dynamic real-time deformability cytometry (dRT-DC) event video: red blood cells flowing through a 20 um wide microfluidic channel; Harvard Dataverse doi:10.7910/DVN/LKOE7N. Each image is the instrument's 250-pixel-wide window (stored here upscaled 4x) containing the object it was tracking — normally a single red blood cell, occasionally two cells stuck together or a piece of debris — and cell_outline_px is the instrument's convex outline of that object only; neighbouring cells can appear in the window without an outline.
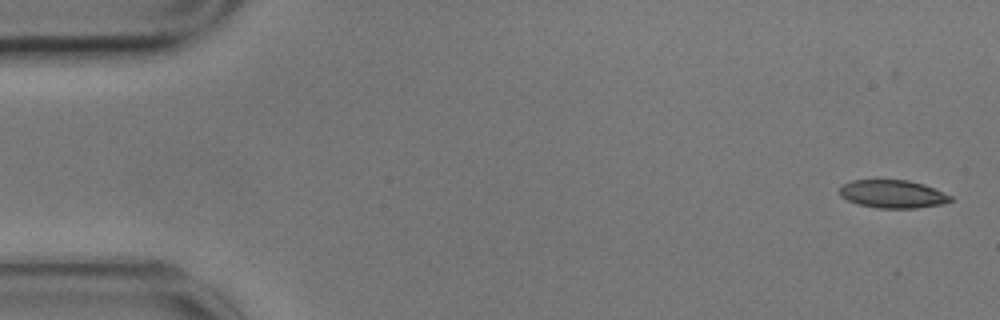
{"species": "common noctule bat (a hibernating species)", "species_latin": "Nyctalus noctula", "temperature_condition": "cold", "stored_images_in_passage": 5, "camera_frame_rate_fps": 3000, "um_per_image_px": 0.085, "animal": {"sex": "male", "body_mass_g": 17.9}, "frame": {"image": 1, "passage_image": 1, "time_ms": 0.0, "image_size_px": [1000, 320], "cell_outline_px": [[952, 200], [940, 204], [916, 208], [876, 208], [856, 204], [840, 196], [840, 188], [844, 184], [852, 180], [908, 180], [924, 184], [952, 196]], "centroid_in_image_um": [75.86, 16.49], "position_along_channel_um": 9.1, "area_um2": 18.03}}
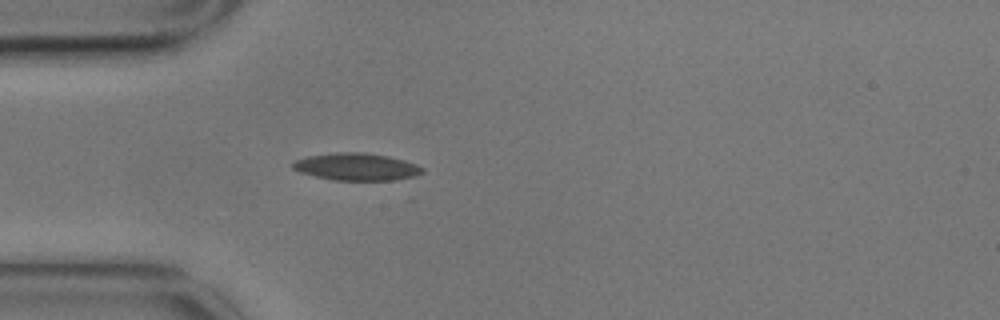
{"frame": {"image": 2, "passage_image": 5, "time_ms": 1.333, "image_size_px": [1000, 320], "cell_outline_px": [[424, 172], [412, 176], [396, 180], [332, 180], [300, 172], [292, 168], [292, 164], [296, 160], [308, 156], [336, 152], [364, 152], [388, 156], [404, 160], [416, 164], [424, 168]], "centroid_in_image_um": [30.31, 14.17], "position_along_channel_um": 54.7, "area_um2": 20.52}}